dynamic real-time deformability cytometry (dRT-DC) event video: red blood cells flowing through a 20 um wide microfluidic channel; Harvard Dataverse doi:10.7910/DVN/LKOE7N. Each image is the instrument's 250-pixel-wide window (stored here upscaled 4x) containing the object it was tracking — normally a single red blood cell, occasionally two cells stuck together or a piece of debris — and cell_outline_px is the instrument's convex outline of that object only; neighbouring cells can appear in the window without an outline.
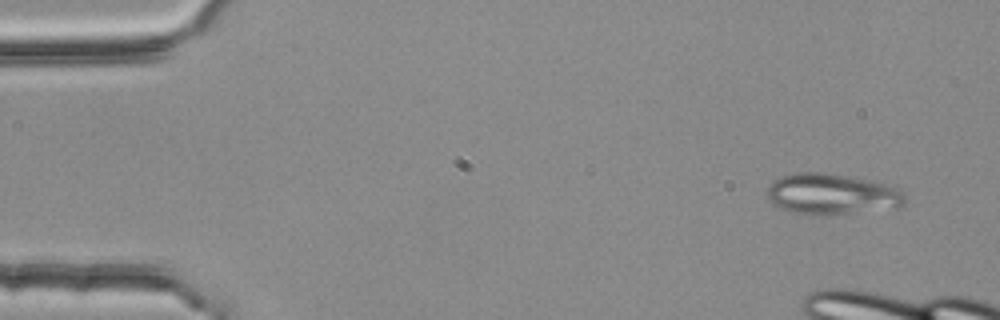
{"species": "common noctule bat (a hibernating species)", "species_latin": "Nyctalus noctula", "temperature_condition": "room temperature", "stored_images_in_passage": 4, "segment_of_instrument_passage": [2, 2], "camera_frame_rate_fps": 3000, "um_per_image_px": 0.085, "animal": {"sex": "female", "body_mass_g": 25.1}, "frame": {"image": 1, "passage_image": 4, "time_ms": 1.0, "image_size_px": [1000, 320], "cell_outline_px": [[908, 200], [900, 208], [828, 216], [812, 216], [792, 212], [772, 204], [768, 200], [764, 192], [772, 180], [780, 176], [796, 172], [824, 172], [876, 180], [888, 184], [904, 192]], "centroid_in_image_um": [70.72, 16.51], "position_along_channel_um": 14.3, "area_um2": 34.28}}